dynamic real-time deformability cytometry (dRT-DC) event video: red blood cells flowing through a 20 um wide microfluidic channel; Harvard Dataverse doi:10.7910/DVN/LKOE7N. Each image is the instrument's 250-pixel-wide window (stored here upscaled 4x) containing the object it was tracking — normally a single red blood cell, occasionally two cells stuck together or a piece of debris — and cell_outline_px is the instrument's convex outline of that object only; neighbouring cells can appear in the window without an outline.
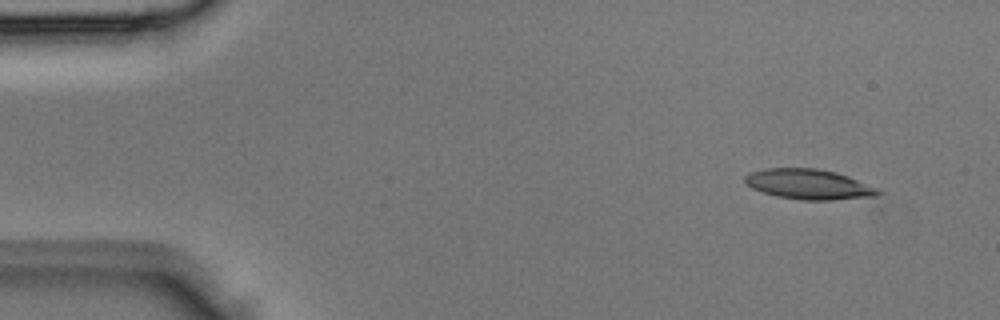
{"species": "Egyptian fruit bat (a non-hibernating species)", "species_latin": "Rousettus aegyptiacus", "temperature_condition": "room temperature", "stored_images_in_passage": 4, "segment_of_instrument_passage": [1, 2], "camera_frame_rate_fps": 3000, "um_per_image_px": 0.085, "animal": {"sex": "male"}, "frame": {"image": 1, "passage_image": 1, "time_ms": 0.0, "image_size_px": [1000, 320], "cell_outline_px": [[884, 192], [876, 196], [832, 200], [804, 200], [776, 196], [752, 188], [744, 180], [744, 176], [748, 172], [764, 168], [816, 168], [836, 172], [848, 176], [880, 188]], "centroid_in_image_um": [68.78, 15.66], "position_along_channel_um": 16.2, "area_um2": 23.58}}